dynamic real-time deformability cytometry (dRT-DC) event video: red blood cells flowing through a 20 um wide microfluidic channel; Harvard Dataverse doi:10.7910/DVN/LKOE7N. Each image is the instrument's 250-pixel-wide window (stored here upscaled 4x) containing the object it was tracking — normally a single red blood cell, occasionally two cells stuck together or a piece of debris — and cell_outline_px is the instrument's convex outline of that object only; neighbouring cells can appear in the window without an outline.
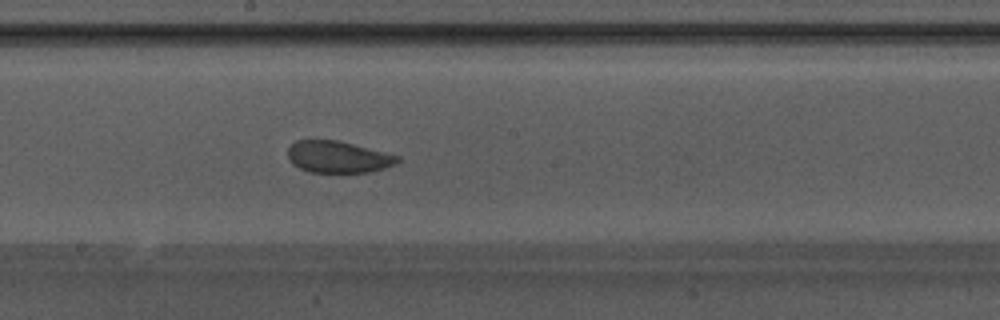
{"species": "Egyptian fruit bat (a non-hibernating species)", "species_latin": "Rousettus aegyptiacus", "temperature_condition": "warm", "stored_images_in_passage": 20, "camera_frame_rate_fps": 3000, "um_per_image_px": 0.085, "animal": {"sex": "male"}, "frame": {"image": 1, "passage_image": 17, "time_ms": 5.333, "image_size_px": [1000, 320], "cell_outline_px": [[400, 160], [396, 164], [384, 168], [368, 172], [308, 172], [292, 164], [288, 160], [288, 148], [296, 140], [336, 140], [400, 156]], "centroid_in_image_um": [28.71, 13.34], "position_along_channel_um": 219.5, "area_um2": 20.17}}